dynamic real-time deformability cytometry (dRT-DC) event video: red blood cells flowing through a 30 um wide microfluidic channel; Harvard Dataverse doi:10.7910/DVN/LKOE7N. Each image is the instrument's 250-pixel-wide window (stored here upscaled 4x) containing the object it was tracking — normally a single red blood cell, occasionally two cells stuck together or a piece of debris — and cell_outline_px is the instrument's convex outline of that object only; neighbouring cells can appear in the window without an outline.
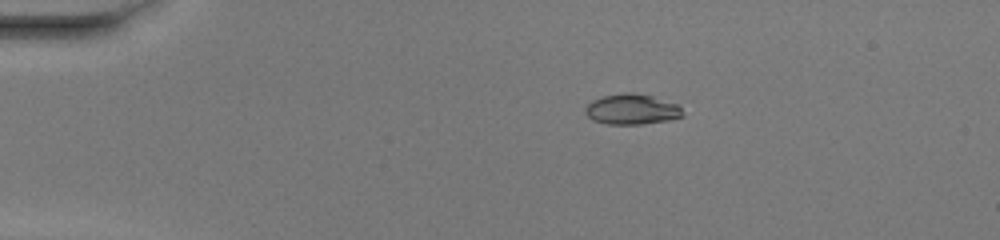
{"species": "common noctule bat (a hibernating species)", "species_latin": "Nyctalus noctula", "temperature_condition": "warm", "stored_images_in_passage": 42, "camera_frame_rate_fps": 3000, "um_per_image_px": 0.085, "animal": {"sex": "female", "body_mass_g": 20.0, "forearm_length_mm": 54.0}, "frame": {"image": 1, "passage_image": 1, "time_ms": 0.0, "image_size_px": [1000, 240], "cell_outline_px": [[684, 116], [668, 120], [644, 124], [608, 124], [592, 120], [584, 112], [584, 108], [592, 100], [604, 96], [628, 92], [632, 92], [652, 96], [676, 104], [680, 108]], "centroid_in_image_um": [53.68, 9.29], "position_along_channel_um": 31.3, "area_um2": 17.17}}
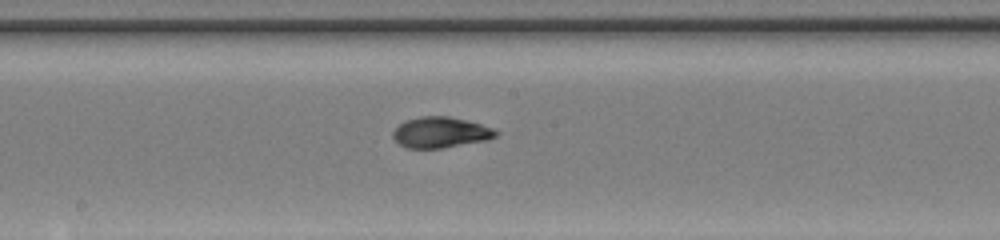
{"frame": {"image": 2, "passage_image": 19, "time_ms": 6.0, "image_size_px": [1000, 240], "cell_outline_px": [[500, 132], [496, 136], [488, 140], [444, 148], [408, 148], [400, 144], [392, 136], [392, 132], [404, 120], [420, 116], [448, 116], [480, 124], [492, 128]], "centroid_in_image_um": [37.45, 11.25], "position_along_channel_um": 210.8, "area_um2": 18.44}}
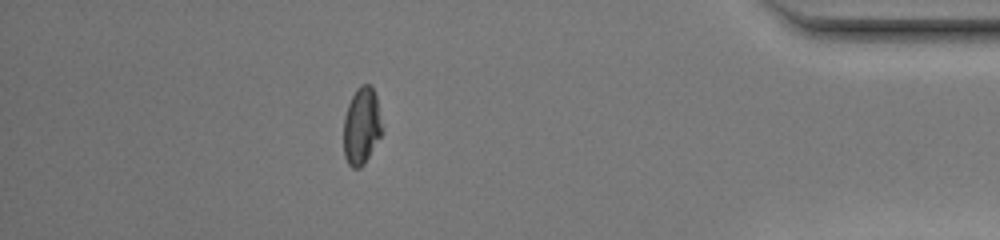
{"frame": {"image": 3, "passage_image": 36, "time_ms": 11.667, "image_size_px": [1000, 240], "cell_outline_px": [[384, 128], [380, 136], [364, 164], [360, 168], [352, 168], [348, 164], [344, 156], [344, 116], [348, 104], [356, 88], [360, 84], [368, 84], [372, 88], [376, 96]], "centroid_in_image_um": [30.74, 10.71], "position_along_channel_um": 404.5, "area_um2": 17.4}, "authors_computed_cell_mechanics": {"area_um2": 17.8891, "velocity_mm_per_s": 4.1142, "shape_relaxation_time_tau1_ms": 4.271, "shape_relaxation_time_tau2_ms": 0.9456, "deformation_change_tau1": 0.2206, "deformation_change_tau2": 0.0537}}